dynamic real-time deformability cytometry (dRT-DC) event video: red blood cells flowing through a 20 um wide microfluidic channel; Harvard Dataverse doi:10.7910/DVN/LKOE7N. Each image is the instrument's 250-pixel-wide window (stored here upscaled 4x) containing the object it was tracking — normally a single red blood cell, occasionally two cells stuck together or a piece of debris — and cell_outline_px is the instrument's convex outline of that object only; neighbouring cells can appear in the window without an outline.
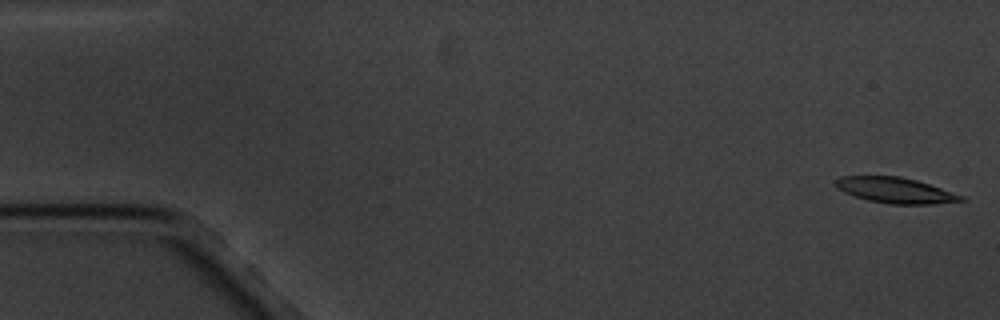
{"species": "common noctule bat (a hibernating species)", "species_latin": "Nyctalus noctula", "temperature_condition": "cold", "stored_images_in_passage": 3, "camera_frame_rate_fps": 3000, "um_per_image_px": 0.085, "animal": {"sex": "male", "body_mass_g": 20.1, "forearm_length_mm": 53.5}, "frame": {"image": 1, "passage_image": 1, "time_ms": 0.0, "image_size_px": [1000, 320], "cell_outline_px": [[968, 200], [932, 204], [888, 204], [868, 200], [844, 192], [836, 188], [832, 180], [840, 176], [900, 176], [916, 180], [964, 196]], "centroid_in_image_um": [76.06, 16.17], "position_along_channel_um": 8.9, "area_um2": 18.79}}